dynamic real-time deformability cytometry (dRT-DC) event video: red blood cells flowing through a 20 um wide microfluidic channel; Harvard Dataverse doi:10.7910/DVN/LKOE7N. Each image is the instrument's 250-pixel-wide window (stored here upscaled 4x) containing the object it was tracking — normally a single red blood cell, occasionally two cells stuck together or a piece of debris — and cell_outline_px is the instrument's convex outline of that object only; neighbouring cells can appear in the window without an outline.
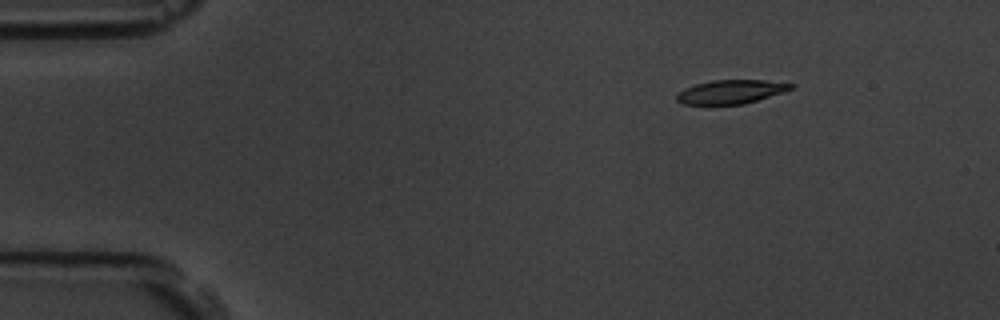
{"species": "common noctule bat (a hibernating species)", "species_latin": "Nyctalus noctula", "temperature_condition": "room temperature", "stored_images_in_passage": 14, "camera_frame_rate_fps": 3000, "um_per_image_px": 0.085, "animal": {"sex": "male", "body_mass_g": 19.5, "forearm_length_mm": 54.6}, "frame": {"image": 1, "passage_image": 1, "time_ms": 0.0, "image_size_px": [1000, 320], "cell_outline_px": [[796, 84], [792, 88], [784, 92], [744, 104], [684, 104], [676, 100], [676, 96], [684, 88], [696, 84], [712, 80], [764, 80]], "centroid_in_image_um": [62.14, 7.8], "position_along_channel_um": 22.9, "area_um2": 15.72}}
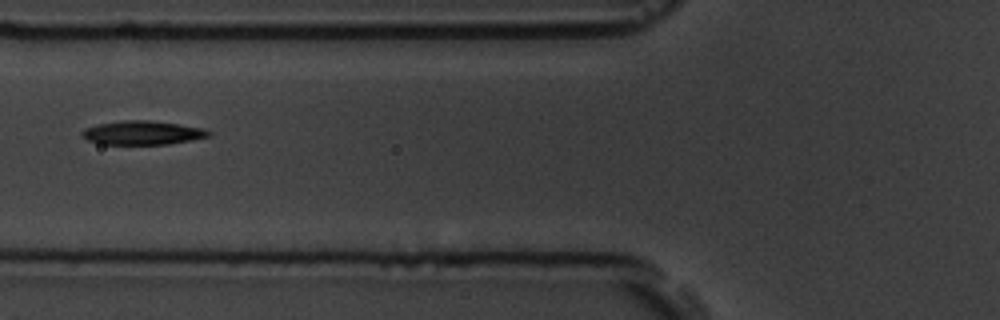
{"frame": {"image": 2, "passage_image": 5, "time_ms": 4.667, "image_size_px": [1000, 320], "cell_outline_px": [[212, 136], [192, 140], [168, 144], [104, 144], [88, 140], [80, 136], [80, 132], [84, 128], [96, 124], [124, 120], [148, 120], [204, 128], [212, 132]], "centroid_in_image_um": [12.1, 11.28], "position_along_channel_um": 113.7, "area_um2": 17.69}}
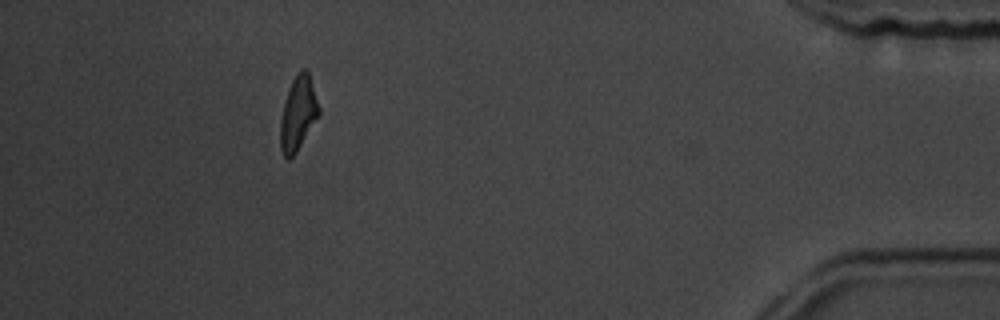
{"frame": {"image": 3, "passage_image": 13, "time_ms": 14.333, "image_size_px": [1000, 320], "cell_outline_px": [[320, 116], [296, 152], [288, 160], [280, 152], [280, 120], [288, 88], [296, 72], [300, 68], [304, 68], [308, 72], [320, 108]], "centroid_in_image_um": [25.34, 9.64], "position_along_channel_um": 409.9, "area_um2": 16.82}, "authors_computed_cell_mechanics": {"area_um2": 16.9932, "velocity_mm_per_s": 3.6583, "shape_relaxation_time_tau1_ms": 2.4265, "shape_relaxation_time_tau2_ms": 2.5431, "deformation_change_tau1": 0.1131, "deformation_change_tau2": 0.0958}}